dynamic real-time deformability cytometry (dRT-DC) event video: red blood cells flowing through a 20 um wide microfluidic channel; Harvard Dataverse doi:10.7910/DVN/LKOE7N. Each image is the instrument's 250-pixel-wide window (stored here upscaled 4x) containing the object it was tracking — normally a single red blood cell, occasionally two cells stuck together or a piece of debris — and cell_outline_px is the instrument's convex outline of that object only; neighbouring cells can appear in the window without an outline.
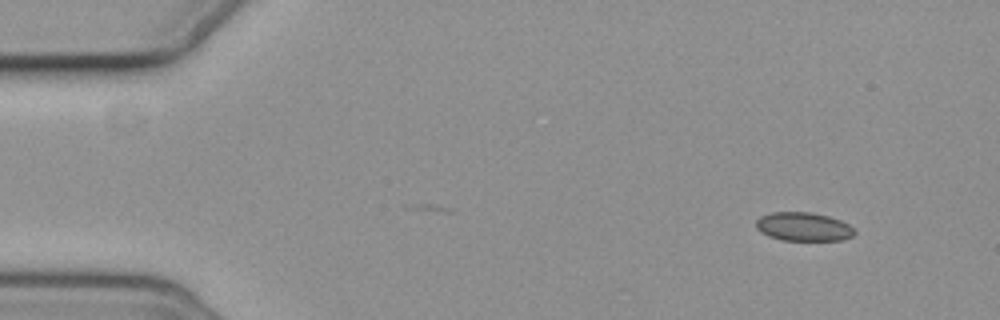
{"species": "common noctule bat (a hibernating species)", "species_latin": "Nyctalus noctula", "temperature_condition": "cold", "stored_images_in_passage": 11, "camera_frame_rate_fps": 3000, "um_per_image_px": 0.085, "animal": {"sex": "female", "body_mass_g": 19.3, "forearm_length_mm": 54.1}, "frame": {"image": 1, "passage_image": 1, "time_ms": 0.0, "image_size_px": [1000, 320], "cell_outline_px": [[856, 232], [852, 236], [840, 240], [784, 240], [768, 236], [760, 232], [756, 228], [756, 220], [760, 216], [772, 212], [808, 212], [828, 216], [840, 220], [848, 224]], "centroid_in_image_um": [68.26, 19.27], "position_along_channel_um": 16.7, "area_um2": 16.36}}
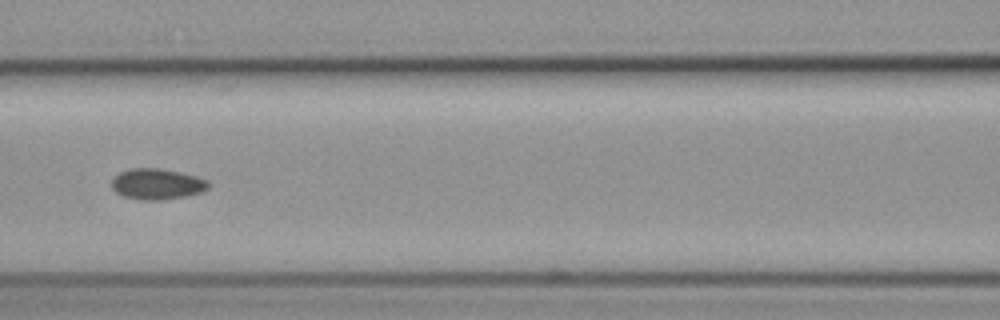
{"frame": {"image": 2, "passage_image": 6, "time_ms": 6.667, "image_size_px": [1000, 320], "cell_outline_px": [[208, 188], [204, 192], [184, 196], [160, 200], [140, 200], [124, 196], [116, 192], [112, 188], [112, 180], [120, 172], [132, 168], [160, 168], [180, 172], [196, 176], [208, 180]], "centroid_in_image_um": [13.36, 15.64], "position_along_channel_um": 153.2, "area_um2": 17.34}}
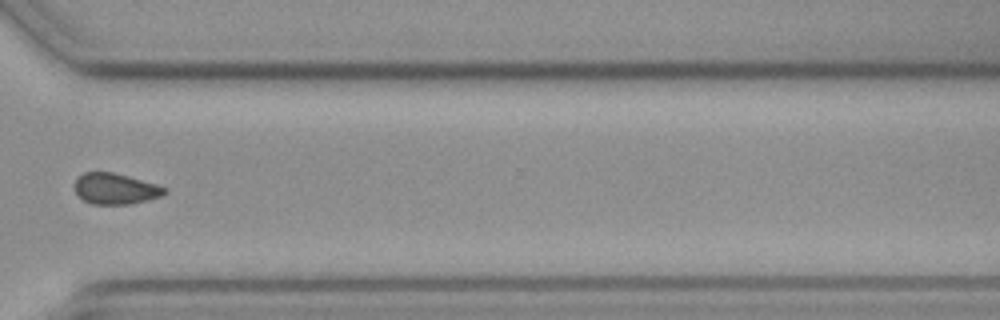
{"frame": {"image": 3, "passage_image": 11, "time_ms": 12.333, "image_size_px": [1000, 320], "cell_outline_px": [[168, 192], [160, 196], [132, 204], [92, 204], [76, 196], [76, 176], [84, 172], [112, 172], [128, 176], [156, 184], [168, 188]], "centroid_in_image_um": [9.8, 16.04], "position_along_channel_um": 360.8, "area_um2": 16.24}}